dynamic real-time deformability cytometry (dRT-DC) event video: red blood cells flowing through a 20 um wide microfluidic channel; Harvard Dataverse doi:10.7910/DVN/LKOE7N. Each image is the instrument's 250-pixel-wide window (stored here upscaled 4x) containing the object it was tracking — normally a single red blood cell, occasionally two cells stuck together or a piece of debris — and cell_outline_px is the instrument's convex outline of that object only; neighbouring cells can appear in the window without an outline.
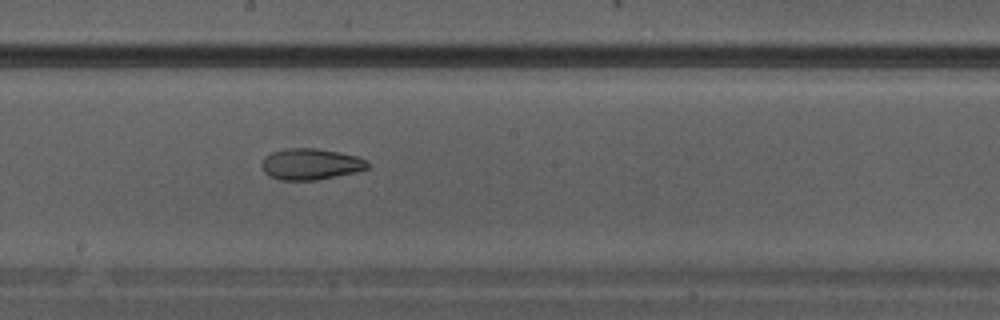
{"species": "Egyptian fruit bat (a non-hibernating species)", "species_latin": "Rousettus aegyptiacus", "temperature_condition": "warm", "stored_images_in_passage": 8, "camera_frame_rate_fps": 3000, "um_per_image_px": 0.085, "animal": {"sex": "male"}, "frame": {"image": 1, "passage_image": 8, "time_ms": 2.333, "image_size_px": [1000, 320], "cell_outline_px": [[368, 168], [356, 172], [316, 180], [280, 180], [264, 172], [260, 164], [264, 156], [272, 152], [284, 148], [316, 148], [340, 152], [356, 156], [368, 160]], "centroid_in_image_um": [26.39, 13.94], "position_along_channel_um": 221.8, "area_um2": 19.36}}